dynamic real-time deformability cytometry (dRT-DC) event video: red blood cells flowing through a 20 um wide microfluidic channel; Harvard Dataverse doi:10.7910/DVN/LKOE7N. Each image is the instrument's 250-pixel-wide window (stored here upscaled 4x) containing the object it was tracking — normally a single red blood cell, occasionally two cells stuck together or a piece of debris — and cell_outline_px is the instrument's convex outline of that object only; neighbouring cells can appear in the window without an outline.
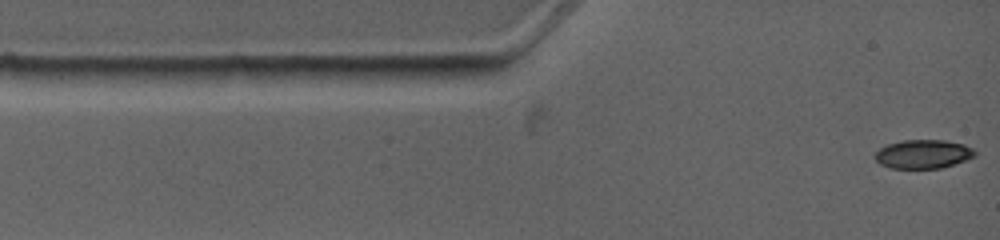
{"species": "common noctule bat (a hibernating species)", "species_latin": "Nyctalus noctula", "temperature_condition": "warm", "stored_images_in_passage": 4, "camera_frame_rate_fps": 4500, "um_per_image_px": 0.085, "animal": {"sex": "female", "body_mass_g": 19.0, "forearm_length_mm": 53.3}, "frame": {"image": 1, "passage_image": 1, "time_ms": 0.0, "image_size_px": [1000, 240], "cell_outline_px": [[976, 156], [940, 168], [892, 168], [880, 164], [876, 160], [876, 152], [880, 148], [888, 144], [900, 140], [944, 140], [964, 144], [972, 148], [976, 152]], "centroid_in_image_um": [78.47, 13.08], "position_along_channel_um": 6.5, "area_um2": 16.59}}
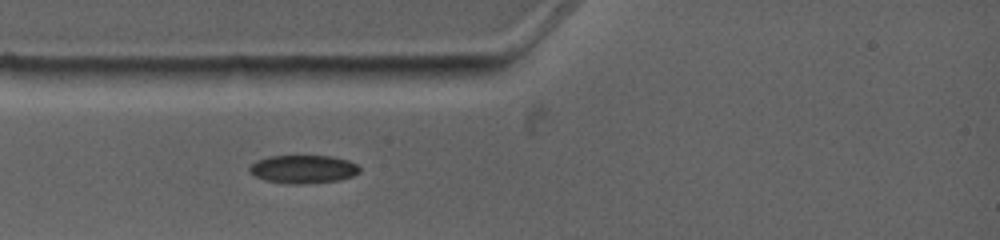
{"frame": {"image": 2, "passage_image": 4, "time_ms": 2.444, "image_size_px": [1000, 240], "cell_outline_px": [[360, 172], [352, 176], [340, 180], [300, 184], [288, 184], [264, 180], [248, 172], [248, 168], [256, 160], [268, 156], [332, 156], [348, 160], [356, 164], [360, 168]], "centroid_in_image_um": [25.76, 14.38], "position_along_channel_um": 59.2, "area_um2": 18.21}}